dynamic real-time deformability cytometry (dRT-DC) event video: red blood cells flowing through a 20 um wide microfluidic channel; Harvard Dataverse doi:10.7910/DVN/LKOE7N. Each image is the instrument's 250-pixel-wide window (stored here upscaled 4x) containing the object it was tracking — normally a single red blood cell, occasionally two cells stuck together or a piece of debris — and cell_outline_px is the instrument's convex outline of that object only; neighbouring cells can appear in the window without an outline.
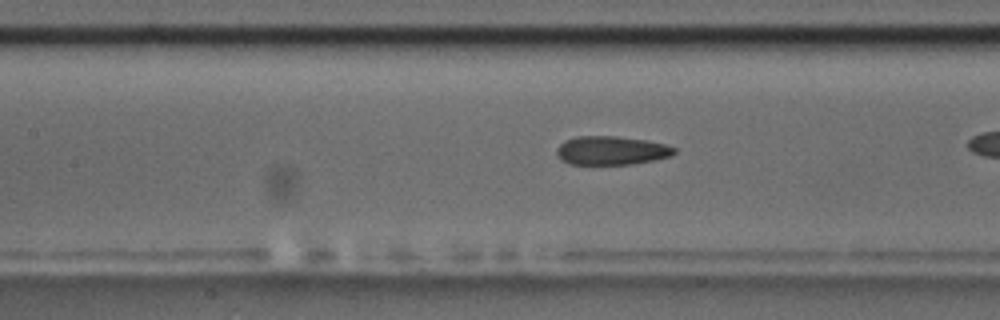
{"species": "common noctule bat (a hibernating species)", "species_latin": "Nyctalus noctula", "temperature_condition": "room temperature", "stored_images_in_passage": 43, "camera_frame_rate_fps": 3000, "um_per_image_px": 0.085, "animal": {"sex": "male", "body_mass_g": 17.5, "forearm_length_mm": 52.3}, "frame": {"image": 1, "passage_image": 25, "time_ms": 8.0, "image_size_px": [1000, 320], "cell_outline_px": [[676, 152], [672, 156], [632, 164], [568, 164], [556, 156], [556, 148], [564, 140], [576, 136], [616, 136], [648, 140], [664, 144], [676, 148]], "centroid_in_image_um": [51.94, 12.79], "position_along_channel_um": 155.5, "area_um2": 19.83}}